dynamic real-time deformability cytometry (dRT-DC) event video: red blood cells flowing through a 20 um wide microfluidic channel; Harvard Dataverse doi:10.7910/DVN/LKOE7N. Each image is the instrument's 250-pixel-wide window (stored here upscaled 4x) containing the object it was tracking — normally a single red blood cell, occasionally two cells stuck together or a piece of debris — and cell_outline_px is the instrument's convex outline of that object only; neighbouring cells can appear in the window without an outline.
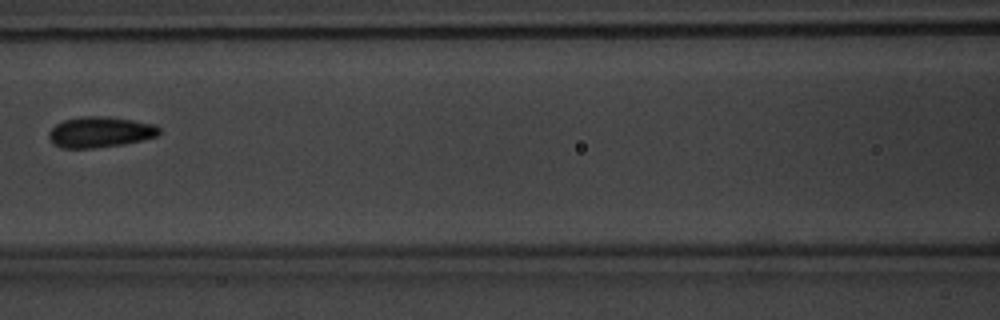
{"species": "common noctule bat (a hibernating species)", "species_latin": "Nyctalus noctula", "temperature_condition": "warm", "stored_images_in_passage": 8, "camera_frame_rate_fps": 3000, "um_per_image_px": 0.085, "animal": {"sex": "male", "body_mass_g": 20.1, "forearm_length_mm": 53.5}, "frame": {"image": 1, "passage_image": 7, "time_ms": 8.0, "image_size_px": [1000, 320], "cell_outline_px": [[160, 132], [156, 136], [124, 144], [92, 148], [60, 148], [52, 144], [48, 136], [48, 132], [56, 124], [64, 120], [80, 116], [104, 116], [132, 120], [156, 124], [160, 128]], "centroid_in_image_um": [8.47, 11.22], "position_along_channel_um": 158.1, "area_um2": 19.83}}